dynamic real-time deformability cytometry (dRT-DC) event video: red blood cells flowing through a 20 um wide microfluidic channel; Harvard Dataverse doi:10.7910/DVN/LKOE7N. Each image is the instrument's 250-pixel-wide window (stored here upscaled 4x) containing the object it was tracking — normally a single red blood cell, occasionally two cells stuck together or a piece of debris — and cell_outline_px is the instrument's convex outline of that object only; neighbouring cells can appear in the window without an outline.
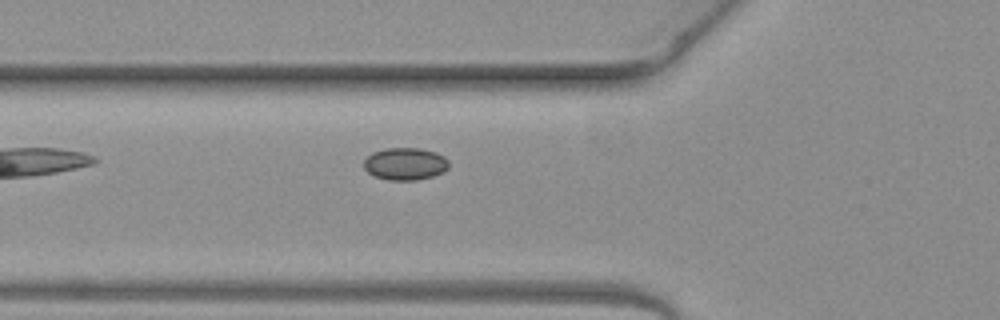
{"species": "common noctule bat (a hibernating species)", "species_latin": "Nyctalus noctula", "temperature_condition": "warm", "stored_images_in_passage": 2, "camera_frame_rate_fps": 3000, "um_per_image_px": 0.085, "animal": {"sex": "female", "body_mass_g": 19.3, "forearm_length_mm": 54.1}, "frame": {"image": 1, "passage_image": 2, "time_ms": 0.333, "image_size_px": [1000, 320], "cell_outline_px": [[448, 168], [444, 172], [432, 176], [416, 180], [388, 180], [376, 176], [368, 172], [364, 168], [364, 160], [372, 152], [384, 148], [420, 148], [436, 152], [444, 156], [448, 160]], "centroid_in_image_um": [34.45, 13.92], "position_along_channel_um": 91.4, "area_um2": 16.07}}